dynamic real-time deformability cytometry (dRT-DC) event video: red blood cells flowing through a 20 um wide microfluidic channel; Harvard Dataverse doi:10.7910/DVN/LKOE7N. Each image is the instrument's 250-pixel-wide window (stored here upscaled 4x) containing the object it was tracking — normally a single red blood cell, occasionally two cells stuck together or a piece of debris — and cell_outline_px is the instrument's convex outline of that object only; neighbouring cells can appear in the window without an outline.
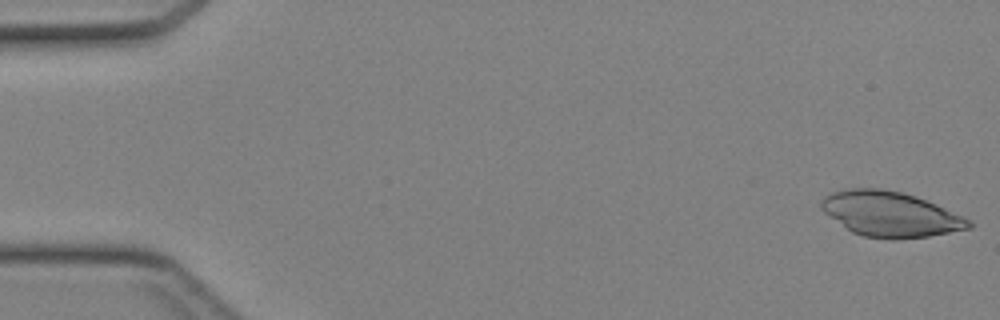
{"species": "Egyptian fruit bat (a non-hibernating species)", "species_latin": "Rousettus aegyptiacus", "temperature_condition": "cold", "stored_images_in_passage": 44, "camera_frame_rate_fps": 3000, "um_per_image_px": 0.085, "animal": {"sex": "female"}, "frame": {"image": 1, "passage_image": 1, "time_ms": 0.0, "image_size_px": [1000, 320], "cell_outline_px": [[972, 228], [928, 236], [896, 240], [892, 240], [864, 236], [852, 232], [824, 212], [820, 208], [820, 200], [824, 196], [832, 192], [848, 188], [880, 188], [900, 192], [916, 196], [944, 208], [968, 220], [972, 224]], "centroid_in_image_um": [75.63, 18.2], "position_along_channel_um": 9.4, "area_um2": 38.49}}